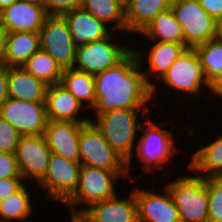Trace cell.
<instances>
[{"label": "cell", "mask_w": 222, "mask_h": 222, "mask_svg": "<svg viewBox=\"0 0 222 222\" xmlns=\"http://www.w3.org/2000/svg\"><path fill=\"white\" fill-rule=\"evenodd\" d=\"M120 177L122 179L128 177L129 180L128 172H114L82 165L77 189L64 203L70 210V215H80L91 204L115 196L117 194L115 186Z\"/></svg>", "instance_id": "obj_3"}, {"label": "cell", "mask_w": 222, "mask_h": 222, "mask_svg": "<svg viewBox=\"0 0 222 222\" xmlns=\"http://www.w3.org/2000/svg\"><path fill=\"white\" fill-rule=\"evenodd\" d=\"M168 124V122H161V124H155L150 119H145V123H141L139 131L142 132V136L136 141V154L137 159L139 158L141 169L147 174H155L158 169L166 172L162 165L167 162L171 163L172 158L179 152L178 146L174 142V132L170 130H164L161 125ZM144 125V126H143ZM175 144V145H174ZM153 171H155L153 173ZM151 172V173H150Z\"/></svg>", "instance_id": "obj_4"}, {"label": "cell", "mask_w": 222, "mask_h": 222, "mask_svg": "<svg viewBox=\"0 0 222 222\" xmlns=\"http://www.w3.org/2000/svg\"><path fill=\"white\" fill-rule=\"evenodd\" d=\"M0 117L9 121L21 135L44 134L48 119L45 102L8 98L0 107Z\"/></svg>", "instance_id": "obj_13"}, {"label": "cell", "mask_w": 222, "mask_h": 222, "mask_svg": "<svg viewBox=\"0 0 222 222\" xmlns=\"http://www.w3.org/2000/svg\"><path fill=\"white\" fill-rule=\"evenodd\" d=\"M151 46L146 51L148 52L147 59L145 57V51L138 50L134 48L133 51L136 55L137 61L140 64L142 68V72L145 76L146 82L151 86V95L152 98H156V90H157V84L155 81L159 80L164 73H166L171 66V64L177 59V57L186 49L182 44H177L174 42H158V41H150ZM136 49V50H135ZM149 50V51H148ZM144 56V57H143ZM146 59L148 63H145L149 66L148 69L146 68V71H143L144 63L143 60ZM143 63V64H142ZM151 77L156 79L153 81L151 80ZM154 82V83H153Z\"/></svg>", "instance_id": "obj_14"}, {"label": "cell", "mask_w": 222, "mask_h": 222, "mask_svg": "<svg viewBox=\"0 0 222 222\" xmlns=\"http://www.w3.org/2000/svg\"><path fill=\"white\" fill-rule=\"evenodd\" d=\"M158 81L173 91L192 96H199L201 91L209 89L194 48L185 49Z\"/></svg>", "instance_id": "obj_8"}, {"label": "cell", "mask_w": 222, "mask_h": 222, "mask_svg": "<svg viewBox=\"0 0 222 222\" xmlns=\"http://www.w3.org/2000/svg\"><path fill=\"white\" fill-rule=\"evenodd\" d=\"M44 6L16 0L0 11V27L6 32L39 33L47 17Z\"/></svg>", "instance_id": "obj_17"}, {"label": "cell", "mask_w": 222, "mask_h": 222, "mask_svg": "<svg viewBox=\"0 0 222 222\" xmlns=\"http://www.w3.org/2000/svg\"><path fill=\"white\" fill-rule=\"evenodd\" d=\"M186 167L202 178L222 176V135L192 152Z\"/></svg>", "instance_id": "obj_22"}, {"label": "cell", "mask_w": 222, "mask_h": 222, "mask_svg": "<svg viewBox=\"0 0 222 222\" xmlns=\"http://www.w3.org/2000/svg\"><path fill=\"white\" fill-rule=\"evenodd\" d=\"M22 67L48 86L61 81L63 68L50 54L41 49L36 51Z\"/></svg>", "instance_id": "obj_29"}, {"label": "cell", "mask_w": 222, "mask_h": 222, "mask_svg": "<svg viewBox=\"0 0 222 222\" xmlns=\"http://www.w3.org/2000/svg\"><path fill=\"white\" fill-rule=\"evenodd\" d=\"M190 172L191 175L179 174L165 187L171 194L181 222H208L207 178Z\"/></svg>", "instance_id": "obj_5"}, {"label": "cell", "mask_w": 222, "mask_h": 222, "mask_svg": "<svg viewBox=\"0 0 222 222\" xmlns=\"http://www.w3.org/2000/svg\"><path fill=\"white\" fill-rule=\"evenodd\" d=\"M200 6L216 21L222 17V0H198Z\"/></svg>", "instance_id": "obj_36"}, {"label": "cell", "mask_w": 222, "mask_h": 222, "mask_svg": "<svg viewBox=\"0 0 222 222\" xmlns=\"http://www.w3.org/2000/svg\"><path fill=\"white\" fill-rule=\"evenodd\" d=\"M80 162H73L51 153L44 179L39 183L44 188L49 201L64 203L75 193L81 169Z\"/></svg>", "instance_id": "obj_10"}, {"label": "cell", "mask_w": 222, "mask_h": 222, "mask_svg": "<svg viewBox=\"0 0 222 222\" xmlns=\"http://www.w3.org/2000/svg\"><path fill=\"white\" fill-rule=\"evenodd\" d=\"M118 4H120L124 9H126L129 5L130 0H114Z\"/></svg>", "instance_id": "obj_44"}, {"label": "cell", "mask_w": 222, "mask_h": 222, "mask_svg": "<svg viewBox=\"0 0 222 222\" xmlns=\"http://www.w3.org/2000/svg\"><path fill=\"white\" fill-rule=\"evenodd\" d=\"M150 190L140 187L133 189L138 207V221L181 222L169 190L164 187V194Z\"/></svg>", "instance_id": "obj_15"}, {"label": "cell", "mask_w": 222, "mask_h": 222, "mask_svg": "<svg viewBox=\"0 0 222 222\" xmlns=\"http://www.w3.org/2000/svg\"><path fill=\"white\" fill-rule=\"evenodd\" d=\"M60 83L83 105L92 109L95 105V75L73 68L63 69Z\"/></svg>", "instance_id": "obj_26"}, {"label": "cell", "mask_w": 222, "mask_h": 222, "mask_svg": "<svg viewBox=\"0 0 222 222\" xmlns=\"http://www.w3.org/2000/svg\"><path fill=\"white\" fill-rule=\"evenodd\" d=\"M79 155L81 165L127 172V162L110 146L91 121L81 126Z\"/></svg>", "instance_id": "obj_6"}, {"label": "cell", "mask_w": 222, "mask_h": 222, "mask_svg": "<svg viewBox=\"0 0 222 222\" xmlns=\"http://www.w3.org/2000/svg\"><path fill=\"white\" fill-rule=\"evenodd\" d=\"M169 9L163 0H130L125 9L126 33L140 34L153 19Z\"/></svg>", "instance_id": "obj_24"}, {"label": "cell", "mask_w": 222, "mask_h": 222, "mask_svg": "<svg viewBox=\"0 0 222 222\" xmlns=\"http://www.w3.org/2000/svg\"><path fill=\"white\" fill-rule=\"evenodd\" d=\"M140 35L149 41L174 42L188 48L184 42L181 25L171 8L159 13Z\"/></svg>", "instance_id": "obj_25"}, {"label": "cell", "mask_w": 222, "mask_h": 222, "mask_svg": "<svg viewBox=\"0 0 222 222\" xmlns=\"http://www.w3.org/2000/svg\"><path fill=\"white\" fill-rule=\"evenodd\" d=\"M171 10L181 25L188 48L216 38L217 21L200 6L198 0H181Z\"/></svg>", "instance_id": "obj_9"}, {"label": "cell", "mask_w": 222, "mask_h": 222, "mask_svg": "<svg viewBox=\"0 0 222 222\" xmlns=\"http://www.w3.org/2000/svg\"><path fill=\"white\" fill-rule=\"evenodd\" d=\"M40 49L50 54L63 68H72L76 47L63 16L48 15L39 32Z\"/></svg>", "instance_id": "obj_11"}, {"label": "cell", "mask_w": 222, "mask_h": 222, "mask_svg": "<svg viewBox=\"0 0 222 222\" xmlns=\"http://www.w3.org/2000/svg\"><path fill=\"white\" fill-rule=\"evenodd\" d=\"M25 2H29L31 4L44 6V0H23Z\"/></svg>", "instance_id": "obj_45"}, {"label": "cell", "mask_w": 222, "mask_h": 222, "mask_svg": "<svg viewBox=\"0 0 222 222\" xmlns=\"http://www.w3.org/2000/svg\"><path fill=\"white\" fill-rule=\"evenodd\" d=\"M81 8L109 27L111 25L112 30L126 33L125 9L116 1L82 0Z\"/></svg>", "instance_id": "obj_27"}, {"label": "cell", "mask_w": 222, "mask_h": 222, "mask_svg": "<svg viewBox=\"0 0 222 222\" xmlns=\"http://www.w3.org/2000/svg\"><path fill=\"white\" fill-rule=\"evenodd\" d=\"M47 119L52 121L88 123L90 118H80L83 105L61 83L49 85L46 90Z\"/></svg>", "instance_id": "obj_19"}, {"label": "cell", "mask_w": 222, "mask_h": 222, "mask_svg": "<svg viewBox=\"0 0 222 222\" xmlns=\"http://www.w3.org/2000/svg\"><path fill=\"white\" fill-rule=\"evenodd\" d=\"M22 178L15 153L0 152V179Z\"/></svg>", "instance_id": "obj_34"}, {"label": "cell", "mask_w": 222, "mask_h": 222, "mask_svg": "<svg viewBox=\"0 0 222 222\" xmlns=\"http://www.w3.org/2000/svg\"><path fill=\"white\" fill-rule=\"evenodd\" d=\"M163 1L169 8H171L172 6L176 5L181 0H163Z\"/></svg>", "instance_id": "obj_43"}, {"label": "cell", "mask_w": 222, "mask_h": 222, "mask_svg": "<svg viewBox=\"0 0 222 222\" xmlns=\"http://www.w3.org/2000/svg\"><path fill=\"white\" fill-rule=\"evenodd\" d=\"M151 99V86L133 49L116 65L95 74L96 116L114 109L149 110Z\"/></svg>", "instance_id": "obj_1"}, {"label": "cell", "mask_w": 222, "mask_h": 222, "mask_svg": "<svg viewBox=\"0 0 222 222\" xmlns=\"http://www.w3.org/2000/svg\"><path fill=\"white\" fill-rule=\"evenodd\" d=\"M148 110H129V109H114L98 116L90 117V120L97 129L103 134L105 140L110 146L127 162V172L130 182H136L131 175L133 168L132 157L136 147V136L139 132L140 120L139 113L142 116L146 115ZM139 112V113H138ZM95 117V118H94Z\"/></svg>", "instance_id": "obj_2"}, {"label": "cell", "mask_w": 222, "mask_h": 222, "mask_svg": "<svg viewBox=\"0 0 222 222\" xmlns=\"http://www.w3.org/2000/svg\"><path fill=\"white\" fill-rule=\"evenodd\" d=\"M70 222H86L83 218H81L79 215H71Z\"/></svg>", "instance_id": "obj_42"}, {"label": "cell", "mask_w": 222, "mask_h": 222, "mask_svg": "<svg viewBox=\"0 0 222 222\" xmlns=\"http://www.w3.org/2000/svg\"><path fill=\"white\" fill-rule=\"evenodd\" d=\"M51 153L43 134L20 136L15 155L25 183L33 179L39 184L44 179Z\"/></svg>", "instance_id": "obj_12"}, {"label": "cell", "mask_w": 222, "mask_h": 222, "mask_svg": "<svg viewBox=\"0 0 222 222\" xmlns=\"http://www.w3.org/2000/svg\"><path fill=\"white\" fill-rule=\"evenodd\" d=\"M9 98L26 102H45L48 85L21 67H8Z\"/></svg>", "instance_id": "obj_21"}, {"label": "cell", "mask_w": 222, "mask_h": 222, "mask_svg": "<svg viewBox=\"0 0 222 222\" xmlns=\"http://www.w3.org/2000/svg\"><path fill=\"white\" fill-rule=\"evenodd\" d=\"M8 67H0V107L9 98L8 95Z\"/></svg>", "instance_id": "obj_37"}, {"label": "cell", "mask_w": 222, "mask_h": 222, "mask_svg": "<svg viewBox=\"0 0 222 222\" xmlns=\"http://www.w3.org/2000/svg\"><path fill=\"white\" fill-rule=\"evenodd\" d=\"M20 136L9 121L0 117V152L15 153Z\"/></svg>", "instance_id": "obj_32"}, {"label": "cell", "mask_w": 222, "mask_h": 222, "mask_svg": "<svg viewBox=\"0 0 222 222\" xmlns=\"http://www.w3.org/2000/svg\"><path fill=\"white\" fill-rule=\"evenodd\" d=\"M216 38L222 40V17L216 23Z\"/></svg>", "instance_id": "obj_40"}, {"label": "cell", "mask_w": 222, "mask_h": 222, "mask_svg": "<svg viewBox=\"0 0 222 222\" xmlns=\"http://www.w3.org/2000/svg\"><path fill=\"white\" fill-rule=\"evenodd\" d=\"M84 123L48 120L44 137L52 153L80 162L79 138Z\"/></svg>", "instance_id": "obj_18"}, {"label": "cell", "mask_w": 222, "mask_h": 222, "mask_svg": "<svg viewBox=\"0 0 222 222\" xmlns=\"http://www.w3.org/2000/svg\"><path fill=\"white\" fill-rule=\"evenodd\" d=\"M210 94L218 96L222 101V76L217 77L214 81L209 84ZM212 92V93H211Z\"/></svg>", "instance_id": "obj_39"}, {"label": "cell", "mask_w": 222, "mask_h": 222, "mask_svg": "<svg viewBox=\"0 0 222 222\" xmlns=\"http://www.w3.org/2000/svg\"><path fill=\"white\" fill-rule=\"evenodd\" d=\"M28 184L24 183L16 192L0 201V222H24L31 217L34 210Z\"/></svg>", "instance_id": "obj_28"}, {"label": "cell", "mask_w": 222, "mask_h": 222, "mask_svg": "<svg viewBox=\"0 0 222 222\" xmlns=\"http://www.w3.org/2000/svg\"><path fill=\"white\" fill-rule=\"evenodd\" d=\"M16 0H0V11L9 7Z\"/></svg>", "instance_id": "obj_41"}, {"label": "cell", "mask_w": 222, "mask_h": 222, "mask_svg": "<svg viewBox=\"0 0 222 222\" xmlns=\"http://www.w3.org/2000/svg\"><path fill=\"white\" fill-rule=\"evenodd\" d=\"M24 183L23 178L0 179V201L16 192Z\"/></svg>", "instance_id": "obj_35"}, {"label": "cell", "mask_w": 222, "mask_h": 222, "mask_svg": "<svg viewBox=\"0 0 222 222\" xmlns=\"http://www.w3.org/2000/svg\"><path fill=\"white\" fill-rule=\"evenodd\" d=\"M204 78L208 84L222 76V40L212 39L195 46Z\"/></svg>", "instance_id": "obj_30"}, {"label": "cell", "mask_w": 222, "mask_h": 222, "mask_svg": "<svg viewBox=\"0 0 222 222\" xmlns=\"http://www.w3.org/2000/svg\"><path fill=\"white\" fill-rule=\"evenodd\" d=\"M82 0H44L47 15L62 16L73 9L80 8Z\"/></svg>", "instance_id": "obj_33"}, {"label": "cell", "mask_w": 222, "mask_h": 222, "mask_svg": "<svg viewBox=\"0 0 222 222\" xmlns=\"http://www.w3.org/2000/svg\"><path fill=\"white\" fill-rule=\"evenodd\" d=\"M208 222H222V176L207 177Z\"/></svg>", "instance_id": "obj_31"}, {"label": "cell", "mask_w": 222, "mask_h": 222, "mask_svg": "<svg viewBox=\"0 0 222 222\" xmlns=\"http://www.w3.org/2000/svg\"><path fill=\"white\" fill-rule=\"evenodd\" d=\"M62 16L68 24L76 48L106 38L113 31L103 21L81 7L66 12Z\"/></svg>", "instance_id": "obj_20"}, {"label": "cell", "mask_w": 222, "mask_h": 222, "mask_svg": "<svg viewBox=\"0 0 222 222\" xmlns=\"http://www.w3.org/2000/svg\"><path fill=\"white\" fill-rule=\"evenodd\" d=\"M86 222H139L134 191L127 198L117 194L106 200L91 204L80 215Z\"/></svg>", "instance_id": "obj_16"}, {"label": "cell", "mask_w": 222, "mask_h": 222, "mask_svg": "<svg viewBox=\"0 0 222 222\" xmlns=\"http://www.w3.org/2000/svg\"><path fill=\"white\" fill-rule=\"evenodd\" d=\"M115 33L118 32L112 31L106 38L76 48L72 68L95 75L119 63L134 47L119 44Z\"/></svg>", "instance_id": "obj_7"}, {"label": "cell", "mask_w": 222, "mask_h": 222, "mask_svg": "<svg viewBox=\"0 0 222 222\" xmlns=\"http://www.w3.org/2000/svg\"><path fill=\"white\" fill-rule=\"evenodd\" d=\"M40 49V35L36 32L6 33L7 67H21Z\"/></svg>", "instance_id": "obj_23"}, {"label": "cell", "mask_w": 222, "mask_h": 222, "mask_svg": "<svg viewBox=\"0 0 222 222\" xmlns=\"http://www.w3.org/2000/svg\"><path fill=\"white\" fill-rule=\"evenodd\" d=\"M7 66L6 61V32L0 27V67Z\"/></svg>", "instance_id": "obj_38"}]
</instances>
